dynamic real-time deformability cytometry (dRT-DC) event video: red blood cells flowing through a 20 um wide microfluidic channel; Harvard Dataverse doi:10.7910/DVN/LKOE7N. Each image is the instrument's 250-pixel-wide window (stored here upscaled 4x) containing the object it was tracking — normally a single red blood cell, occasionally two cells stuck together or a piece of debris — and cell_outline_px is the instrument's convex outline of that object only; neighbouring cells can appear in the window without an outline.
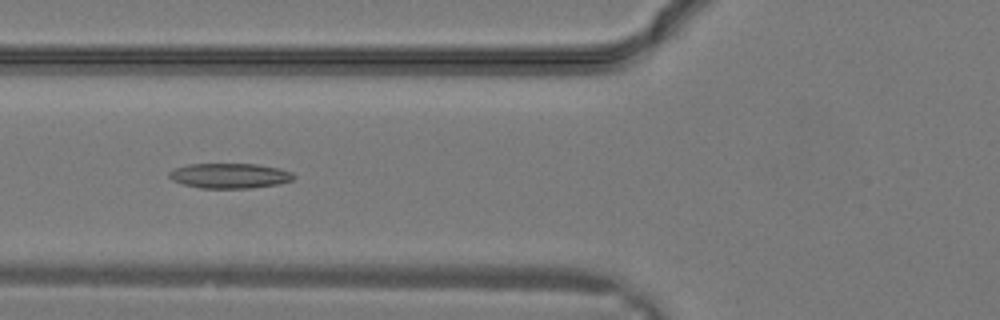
{"species": "common noctule bat (a hibernating species)", "species_latin": "Nyctalus noctula", "temperature_condition": "warm", "stored_images_in_passage": 31, "camera_frame_rate_fps": 3000, "um_per_image_px": 0.085, "animal": {"sex": "male", "body_mass_g": 19.2, "forearm_length_mm": 51.8}, "frame": {"image": 1, "passage_image": 12, "time_ms": 3.667, "image_size_px": [1000, 320], "cell_outline_px": [[296, 176], [292, 180], [280, 184], [252, 188], [200, 188], [184, 184], [172, 180], [168, 176], [168, 172], [176, 168], [188, 164], [256, 164], [280, 168], [292, 172]], "centroid_in_image_um": [19.55, 14.94], "position_along_channel_um": 106.2, "area_um2": 18.26}}
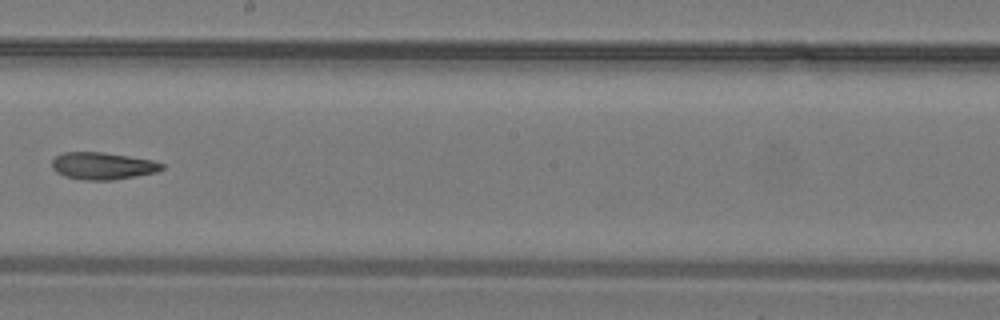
{"frame": {"image": 2, "passage_image": 18, "time_ms": 5.667, "image_size_px": [1000, 320], "cell_outline_px": [[164, 168], [156, 172], [136, 176], [112, 180], [84, 180], [64, 176], [56, 172], [52, 168], [52, 160], [56, 156], [64, 152], [104, 152], [152, 160], [164, 164]], "centroid_in_image_um": [8.71, 14.1], "position_along_channel_um": 239.5, "area_um2": 17.4}}
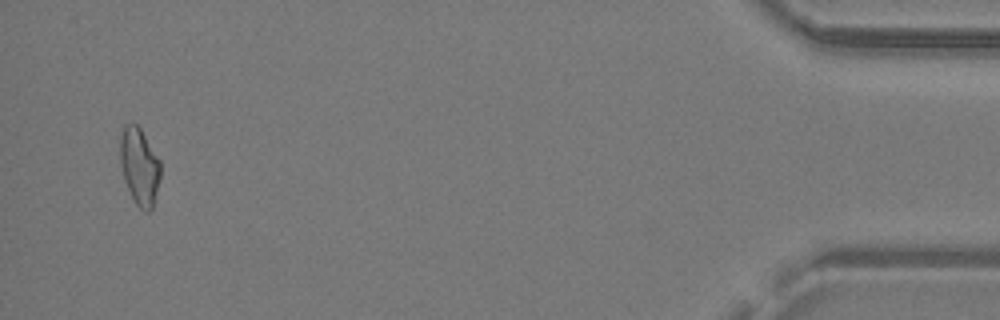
{"frame": {"image": 3, "passage_image": 30, "time_ms": 9.667, "image_size_px": [1000, 320], "cell_outline_px": [[160, 180], [152, 208], [148, 212], [144, 212], [136, 204], [124, 180], [120, 164], [120, 136], [124, 124], [136, 124], [140, 128], [160, 160]], "centroid_in_image_um": [11.85, 14.14], "position_along_channel_um": 423.4, "area_um2": 18.09}}